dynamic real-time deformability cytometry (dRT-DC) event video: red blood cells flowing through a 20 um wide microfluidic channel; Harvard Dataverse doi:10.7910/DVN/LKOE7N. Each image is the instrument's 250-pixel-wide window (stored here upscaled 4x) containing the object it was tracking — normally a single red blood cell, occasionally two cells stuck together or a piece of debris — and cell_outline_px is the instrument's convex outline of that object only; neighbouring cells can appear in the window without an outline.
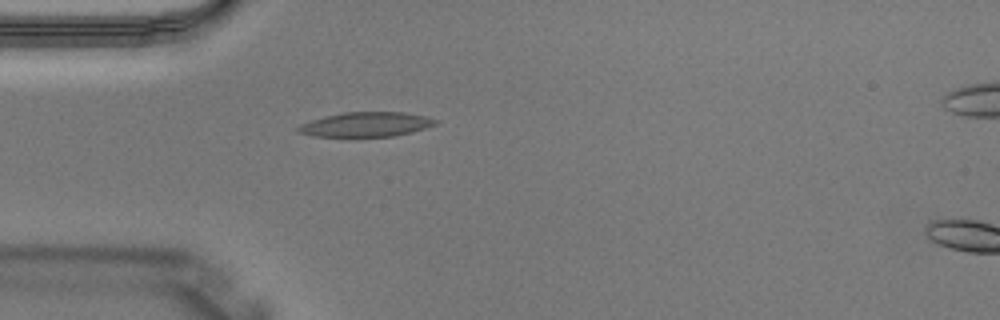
{"species": "Egyptian fruit bat (a non-hibernating species)", "species_latin": "Rousettus aegyptiacus", "temperature_condition": "warm", "stored_images_in_passage": 3, "camera_frame_rate_fps": 3000, "um_per_image_px": 0.085, "animal": {"sex": "male"}, "frame": {"image": 1, "passage_image": 3, "time_ms": 0.667, "image_size_px": [1000, 320], "cell_outline_px": [[440, 120], [436, 124], [412, 132], [392, 136], [348, 140], [312, 136], [296, 132], [296, 128], [300, 124], [324, 116], [344, 112], [404, 112], [424, 116]], "centroid_in_image_um": [31.02, 10.63], "position_along_channel_um": 54.0, "area_um2": 20.75}}